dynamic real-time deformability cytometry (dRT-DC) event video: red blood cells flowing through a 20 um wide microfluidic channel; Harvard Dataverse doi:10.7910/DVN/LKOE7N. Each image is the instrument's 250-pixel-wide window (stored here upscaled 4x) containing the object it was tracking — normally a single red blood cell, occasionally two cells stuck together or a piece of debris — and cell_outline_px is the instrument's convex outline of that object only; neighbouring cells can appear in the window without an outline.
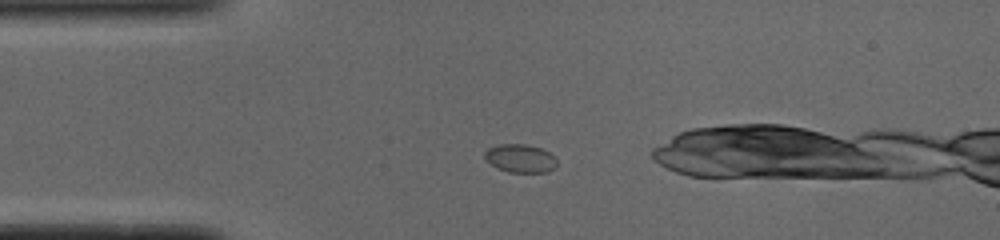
{"species": "common noctule bat (a hibernating species)", "species_latin": "Nyctalus noctula", "temperature_condition": "cold", "stored_images_in_passage": 42, "camera_frame_rate_fps": 3000, "um_per_image_px": 0.085, "animal": {"sex": "male", "body_mass_g": 19.0, "forearm_length_mm": 50.8}, "frame": {"image": 1, "passage_image": 2, "time_ms": 0.333, "image_size_px": [1000, 240], "cell_outline_px": [[556, 168], [548, 172], [508, 172], [496, 168], [484, 160], [484, 152], [488, 148], [500, 144], [524, 144], [540, 148], [548, 152], [556, 160]], "centroid_in_image_um": [44.18, 13.47], "position_along_channel_um": 40.8, "area_um2": 11.96}}
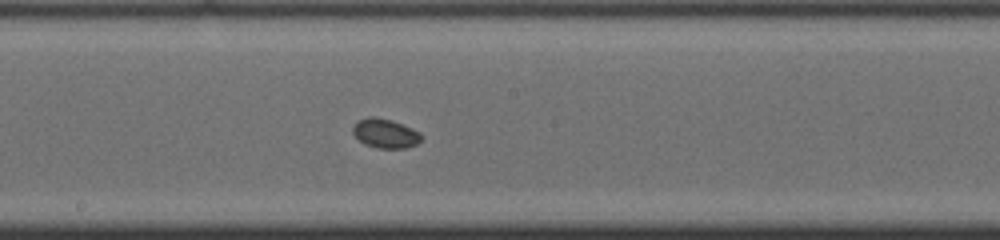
{"frame": {"image": 2, "passage_image": 17, "time_ms": 5.333, "image_size_px": [1000, 240], "cell_outline_px": [[420, 140], [416, 144], [408, 148], [376, 148], [364, 144], [352, 132], [352, 128], [360, 120], [368, 116], [372, 116], [392, 120], [412, 128], [420, 132]], "centroid_in_image_um": [32.75, 11.34], "position_along_channel_um": 215.4, "area_um2": 11.56}}
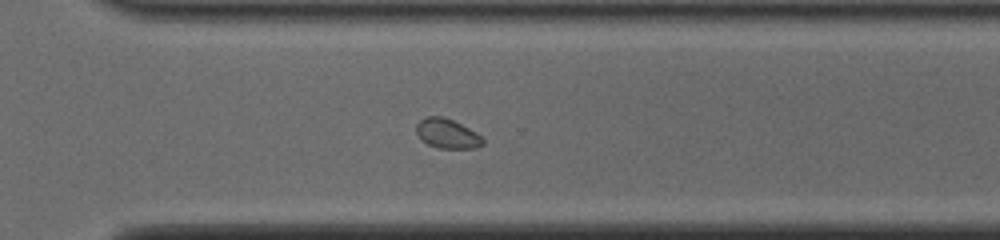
{"frame": {"image": 3, "passage_image": 26, "time_ms": 8.333, "image_size_px": [1000, 240], "cell_outline_px": [[484, 144], [476, 148], [436, 148], [420, 140], [416, 132], [416, 124], [420, 120], [428, 116], [444, 116], [476, 132], [484, 140]], "centroid_in_image_um": [37.99, 11.36], "position_along_channel_um": 332.6, "area_um2": 11.5}, "authors_computed_cell_mechanics": {"area_um2": 11.6178, "velocity_mm_per_s": 3.893, "shape_relaxation_time_tau1_ms": 7.674, "shape_relaxation_time_tau2_ms": null, "deformation_change_tau1": 0.0376, "deformation_change_tau2": null}}